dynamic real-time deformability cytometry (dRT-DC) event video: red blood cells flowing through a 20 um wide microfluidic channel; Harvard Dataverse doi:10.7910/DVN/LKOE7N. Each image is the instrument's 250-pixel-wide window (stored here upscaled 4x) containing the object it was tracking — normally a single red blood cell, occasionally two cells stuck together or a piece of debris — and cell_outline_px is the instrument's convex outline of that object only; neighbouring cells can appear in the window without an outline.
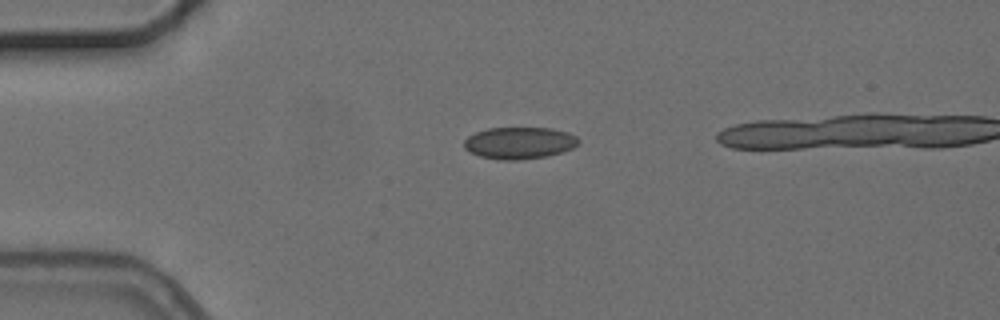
{"species": "common noctule bat (a hibernating species)", "species_latin": "Nyctalus noctula", "temperature_condition": "cold", "stored_images_in_passage": 3, "camera_frame_rate_fps": 3000, "um_per_image_px": 0.085, "animal": {"sex": "female", "body_mass_g": 24.6, "forearm_length_mm": 56.2}, "frame": {"image": 1, "passage_image": 1, "time_ms": 0.0, "image_size_px": [1000, 320], "cell_outline_px": [[580, 144], [572, 148], [548, 156], [520, 160], [500, 160], [480, 156], [468, 152], [464, 148], [464, 140], [468, 136], [476, 132], [488, 128], [552, 128], [568, 132], [576, 136], [580, 140]], "centroid_in_image_um": [44.15, 12.15], "position_along_channel_um": 40.9, "area_um2": 21.44}}